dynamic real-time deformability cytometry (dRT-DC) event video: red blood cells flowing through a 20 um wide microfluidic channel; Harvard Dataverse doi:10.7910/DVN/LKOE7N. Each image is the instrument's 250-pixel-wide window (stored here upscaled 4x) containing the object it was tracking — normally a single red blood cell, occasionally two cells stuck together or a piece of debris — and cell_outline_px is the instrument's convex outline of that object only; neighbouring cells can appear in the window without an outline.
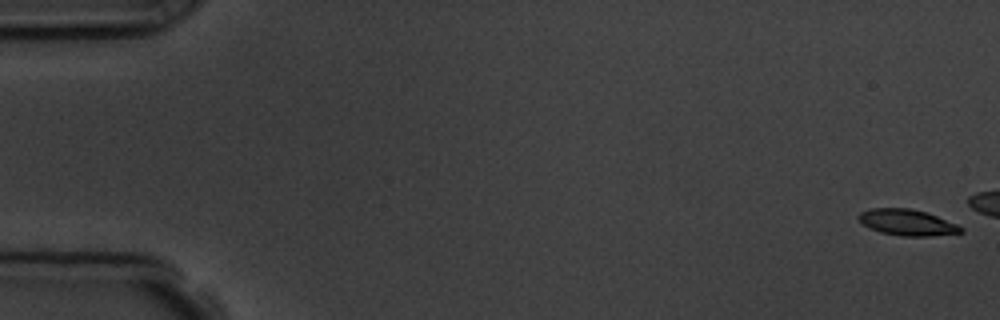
{"species": "common noctule bat (a hibernating species)", "species_latin": "Nyctalus noctula", "temperature_condition": "room temperature", "stored_images_in_passage": 4, "camera_frame_rate_fps": 3000, "um_per_image_px": 0.085, "animal": {"sex": "male", "body_mass_g": 19.5, "forearm_length_mm": 54.6}, "frame": {"image": 1, "passage_image": 1, "time_ms": 0.0, "image_size_px": [1000, 320], "cell_outline_px": [[964, 232], [928, 236], [900, 236], [880, 232], [868, 228], [856, 216], [860, 212], [868, 208], [908, 208], [928, 212], [956, 224], [964, 228]], "centroid_in_image_um": [77.09, 18.9], "position_along_channel_um": 7.9, "area_um2": 15.66}}